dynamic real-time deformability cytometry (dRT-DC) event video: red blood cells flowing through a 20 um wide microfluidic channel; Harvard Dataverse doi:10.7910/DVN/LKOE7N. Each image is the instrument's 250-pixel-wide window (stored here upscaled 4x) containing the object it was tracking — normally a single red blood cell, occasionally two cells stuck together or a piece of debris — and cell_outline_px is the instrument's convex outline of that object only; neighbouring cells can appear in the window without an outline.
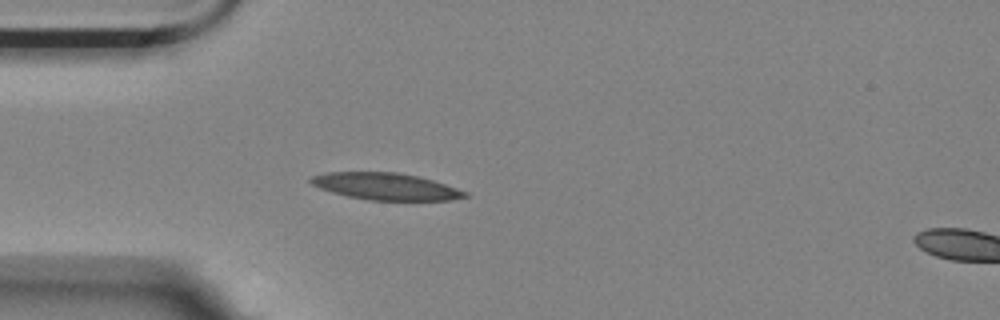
{"species": "Egyptian fruit bat (a non-hibernating species)", "species_latin": "Rousettus aegyptiacus", "temperature_condition": "room temperature", "stored_images_in_passage": 2, "camera_frame_rate_fps": 3000, "um_per_image_px": 0.085, "animal": {"sex": "female"}, "frame": {"image": 1, "passage_image": 2, "time_ms": 0.333, "image_size_px": [1000, 320], "cell_outline_px": [[468, 196], [448, 200], [368, 200], [348, 196], [332, 192], [320, 188], [312, 184], [308, 180], [312, 176], [328, 172], [396, 172], [420, 176], [468, 192]], "centroid_in_image_um": [32.77, 15.84], "position_along_channel_um": 52.2, "area_um2": 23.99}}